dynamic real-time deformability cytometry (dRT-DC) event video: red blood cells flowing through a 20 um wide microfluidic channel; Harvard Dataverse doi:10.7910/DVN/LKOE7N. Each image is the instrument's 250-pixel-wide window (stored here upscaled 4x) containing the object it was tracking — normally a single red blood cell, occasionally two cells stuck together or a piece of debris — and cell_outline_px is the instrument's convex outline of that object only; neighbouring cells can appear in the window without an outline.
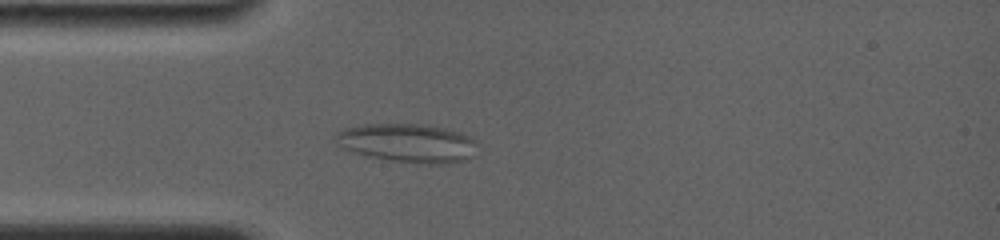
{"species": "common noctule bat (a hibernating species)", "species_latin": "Nyctalus noctula", "temperature_condition": "room temperature", "stored_images_in_passage": 20, "camera_frame_rate_fps": 4000, "um_per_image_px": 0.085, "animal": {"sex": "female", "body_mass_g": 19.0, "forearm_length_mm": 56.7}, "frame": {"image": 1, "passage_image": 8, "time_ms": 4.0, "image_size_px": [1000, 240], "cell_outline_px": [[476, 156], [464, 160], [444, 164], [420, 164], [392, 160], [368, 156], [344, 148], [332, 136], [336, 132], [344, 128], [364, 124], [420, 124], [444, 128], [460, 132], [476, 140]], "centroid_in_image_um": [34.68, 12.16], "position_along_channel_um": 50.3, "area_um2": 32.02}}
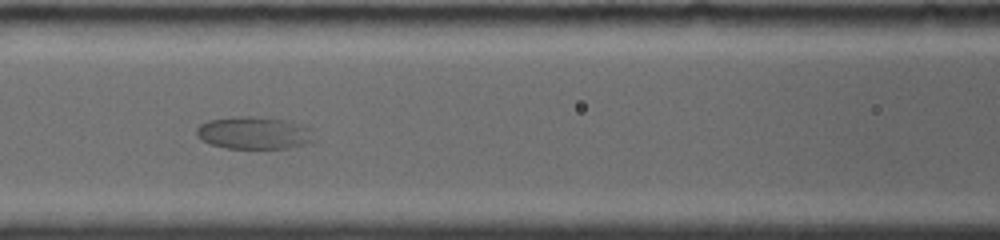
{"frame": {"image": 2, "passage_image": 13, "time_ms": 6.75, "image_size_px": [1000, 240], "cell_outline_px": [[316, 140], [304, 144], [288, 148], [228, 148], [212, 144], [196, 136], [196, 128], [200, 124], [208, 120], [240, 116], [252, 116], [292, 120], [312, 128]], "centroid_in_image_um": [21.66, 11.28], "position_along_channel_um": 144.9, "area_um2": 22.48}}
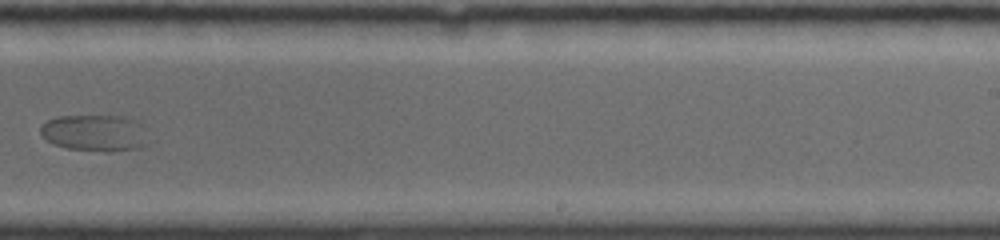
{"frame": {"image": 3, "passage_image": 19, "time_ms": 10.5, "image_size_px": [1000, 240], "cell_outline_px": [[148, 144], [140, 148], [112, 152], [104, 152], [64, 148], [52, 144], [40, 132], [40, 124], [48, 120], [60, 116], [124, 116], [136, 120], [140, 124]], "centroid_in_image_um": [8.04, 11.32], "position_along_channel_um": 281.0, "area_um2": 23.12}}